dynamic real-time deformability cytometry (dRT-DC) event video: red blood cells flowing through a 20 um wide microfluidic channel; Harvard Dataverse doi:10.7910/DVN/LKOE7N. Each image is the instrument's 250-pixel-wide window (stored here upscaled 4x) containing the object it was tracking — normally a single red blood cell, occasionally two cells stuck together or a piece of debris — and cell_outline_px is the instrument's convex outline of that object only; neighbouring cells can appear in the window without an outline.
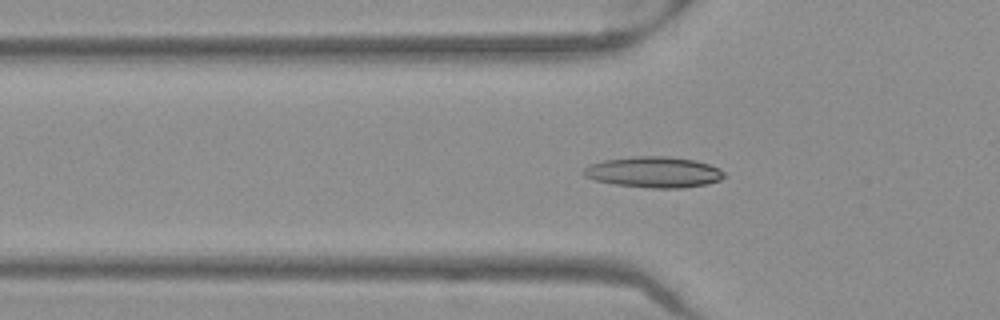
{"species": "Egyptian fruit bat (a non-hibernating species)", "species_latin": "Rousettus aegyptiacus", "temperature_condition": "warm", "stored_images_in_passage": 39, "camera_frame_rate_fps": 3000, "um_per_image_px": 0.085, "frame": {"image": 1, "passage_image": 4, "time_ms": 1.0, "image_size_px": [1000, 320], "cell_outline_px": [[728, 176], [720, 180], [704, 184], [680, 188], [652, 188], [616, 184], [596, 180], [584, 176], [580, 172], [588, 164], [604, 160], [632, 156], [668, 156], [696, 160], [708, 164], [724, 172]], "centroid_in_image_um": [55.55, 14.62], "position_along_channel_um": 70.3, "area_um2": 25.32}}
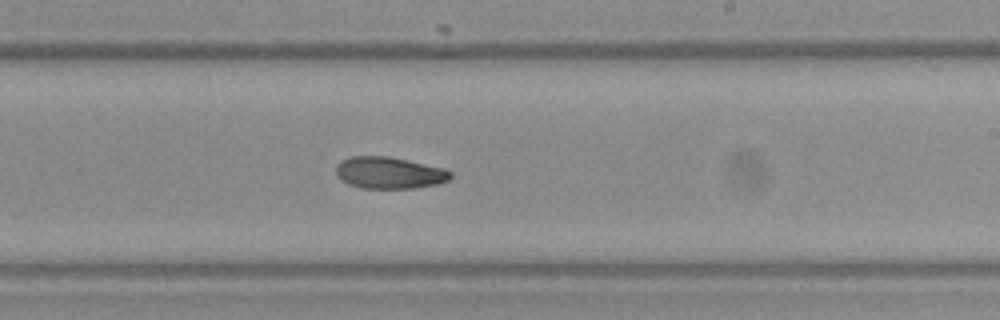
{"frame": {"image": 2, "passage_image": 18, "time_ms": 5.667, "image_size_px": [1000, 320], "cell_outline_px": [[452, 176], [448, 180], [436, 184], [412, 188], [360, 188], [348, 184], [340, 180], [336, 176], [336, 164], [340, 160], [348, 156], [388, 156], [408, 160], [444, 168], [452, 172]], "centroid_in_image_um": [33.03, 14.68], "position_along_channel_um": 256.0, "area_um2": 21.39}}
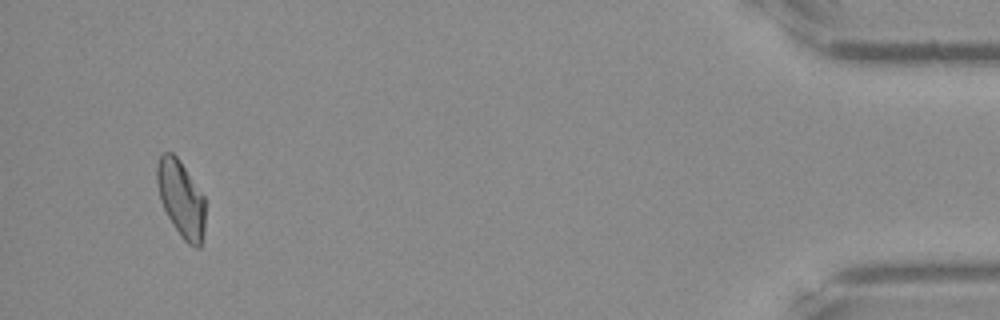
{"frame": {"image": 3, "passage_image": 36, "time_ms": 11.667, "image_size_px": [1000, 320], "cell_outline_px": [[204, 232], [200, 248], [196, 248], [188, 244], [180, 236], [172, 224], [160, 200], [156, 184], [156, 164], [160, 156], [164, 152], [172, 152], [180, 160], [204, 196]], "centroid_in_image_um": [15.37, 16.89], "position_along_channel_um": 419.8, "area_um2": 21.68}, "authors_computed_cell_mechanics": {"area_um2": 21.675, "velocity_mm_per_s": 3.9726, "shape_relaxation_time_tau1_ms": 6.2754, "shape_relaxation_time_tau2_ms": null, "deformation_change_tau1": 0.1609, "deformation_change_tau2": null}}